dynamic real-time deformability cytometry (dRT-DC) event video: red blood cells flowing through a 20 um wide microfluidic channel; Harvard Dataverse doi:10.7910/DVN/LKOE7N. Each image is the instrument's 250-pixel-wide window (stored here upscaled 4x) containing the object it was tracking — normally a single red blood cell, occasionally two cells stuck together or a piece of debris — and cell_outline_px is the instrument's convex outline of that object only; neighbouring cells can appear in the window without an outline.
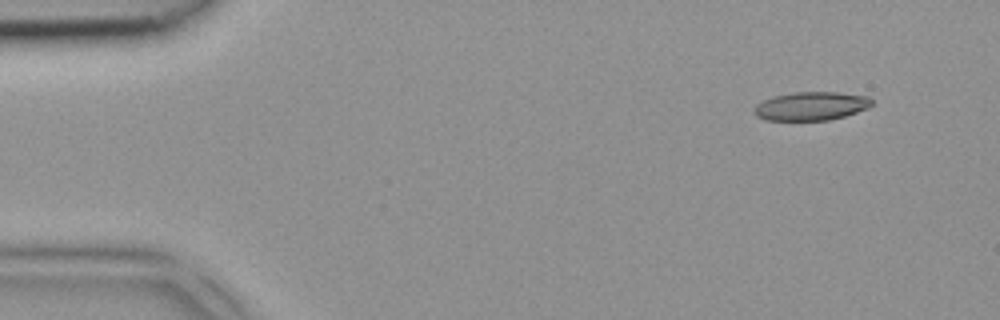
{"species": "common noctule bat (a hibernating species)", "species_latin": "Nyctalus noctula", "temperature_condition": "room temperature", "stored_images_in_passage": 5, "camera_frame_rate_fps": 3000, "um_per_image_px": 0.085, "animal": {"sex": "female", "body_mass_g": 18.4}, "frame": {"image": 1, "passage_image": 1, "time_ms": 0.0, "image_size_px": [1000, 320], "cell_outline_px": [[872, 104], [868, 108], [844, 116], [828, 120], [764, 120], [756, 116], [752, 112], [756, 104], [772, 96], [792, 92], [836, 92], [868, 96], [872, 100]], "centroid_in_image_um": [68.91, 9.01], "position_along_channel_um": 16.1, "area_um2": 19.65}}
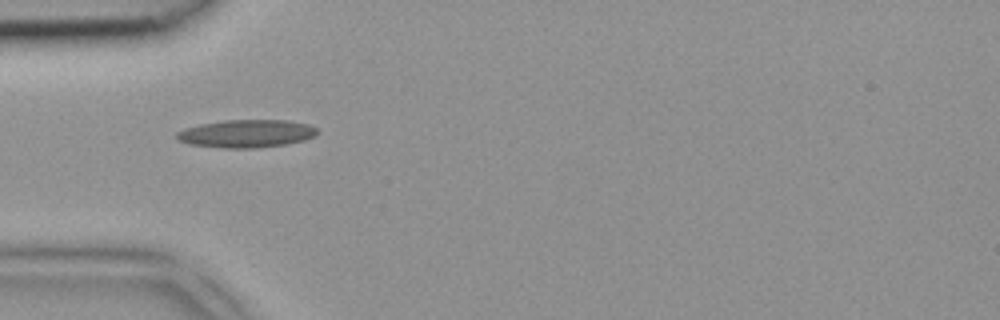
{"frame": {"image": 2, "passage_image": 4, "time_ms": 1.0, "image_size_px": [1000, 320], "cell_outline_px": [[316, 136], [304, 140], [284, 144], [256, 148], [224, 148], [188, 144], [176, 140], [176, 132], [184, 128], [200, 124], [224, 120], [288, 120], [308, 124], [316, 128]], "centroid_in_image_um": [20.9, 11.35], "position_along_channel_um": 64.1, "area_um2": 22.89}}